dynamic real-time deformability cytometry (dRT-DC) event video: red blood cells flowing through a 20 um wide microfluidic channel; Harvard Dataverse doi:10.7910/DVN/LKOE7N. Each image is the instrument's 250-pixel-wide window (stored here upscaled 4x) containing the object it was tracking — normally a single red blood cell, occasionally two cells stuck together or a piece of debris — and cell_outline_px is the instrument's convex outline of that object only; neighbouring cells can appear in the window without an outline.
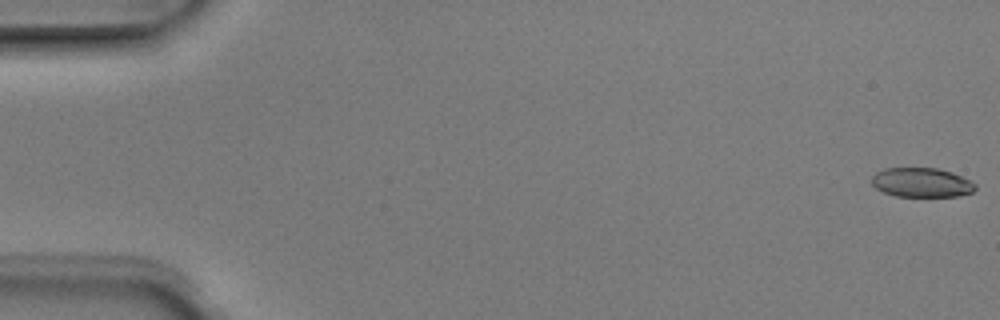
{"species": "Egyptian fruit bat (a non-hibernating species)", "species_latin": "Rousettus aegyptiacus", "temperature_condition": "room temperature", "stored_images_in_passage": 5, "camera_frame_rate_fps": 3000, "um_per_image_px": 0.085, "animal": {"sex": "male"}, "frame": {"image": 1, "passage_image": 1, "time_ms": 0.0, "image_size_px": [1000, 320], "cell_outline_px": [[976, 188], [972, 192], [960, 196], [896, 196], [884, 192], [876, 188], [872, 184], [872, 176], [876, 172], [884, 168], [936, 168], [952, 172], [976, 184]], "centroid_in_image_um": [78.32, 15.51], "position_along_channel_um": 6.7, "area_um2": 17.63}}
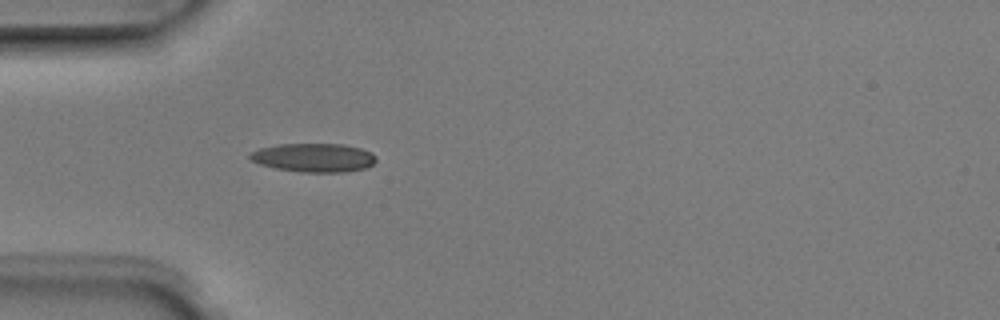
{"frame": {"image": 2, "passage_image": 5, "time_ms": 1.333, "image_size_px": [1000, 320], "cell_outline_px": [[376, 160], [372, 164], [364, 168], [344, 172], [300, 172], [276, 168], [260, 164], [252, 160], [248, 156], [248, 152], [260, 148], [280, 144], [344, 144], [360, 148], [372, 152], [376, 156]], "centroid_in_image_um": [26.66, 13.39], "position_along_channel_um": 58.3, "area_um2": 21.1}}